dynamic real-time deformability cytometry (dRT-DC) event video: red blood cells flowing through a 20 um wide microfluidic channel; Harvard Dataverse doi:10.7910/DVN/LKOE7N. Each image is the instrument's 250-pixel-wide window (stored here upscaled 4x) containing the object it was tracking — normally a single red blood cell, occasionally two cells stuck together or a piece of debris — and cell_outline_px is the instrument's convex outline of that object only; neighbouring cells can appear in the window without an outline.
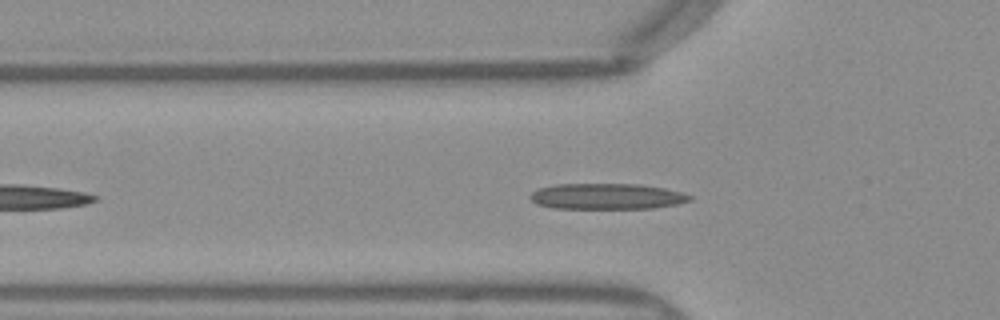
{"species": "Egyptian fruit bat (a non-hibernating species)", "species_latin": "Rousettus aegyptiacus", "temperature_condition": "warm", "stored_images_in_passage": 42, "camera_frame_rate_fps": 3000, "um_per_image_px": 0.085, "frame": {"image": 1, "passage_image": 7, "time_ms": 2.0, "image_size_px": [1000, 320], "cell_outline_px": [[692, 200], [676, 204], [652, 208], [552, 208], [536, 204], [528, 196], [532, 192], [540, 188], [556, 184], [640, 184], [664, 188], [680, 192], [692, 196]], "centroid_in_image_um": [51.56, 16.69], "position_along_channel_um": 74.2, "area_um2": 23.93}}
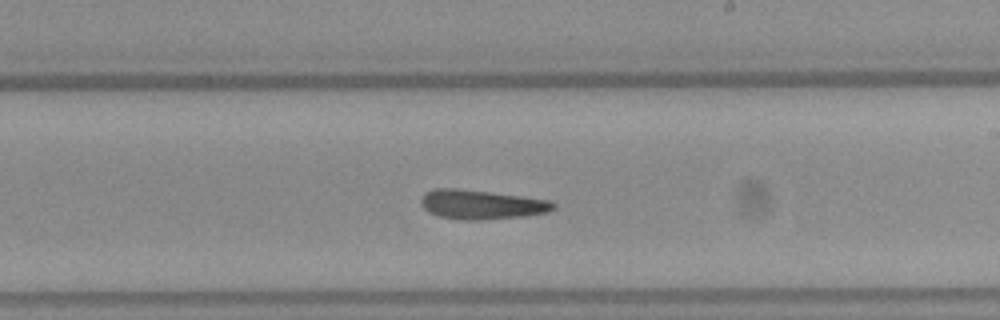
{"frame": {"image": 2, "passage_image": 20, "time_ms": 6.333, "image_size_px": [1000, 320], "cell_outline_px": [[556, 208], [548, 212], [528, 216], [476, 220], [464, 220], [440, 216], [424, 208], [420, 200], [424, 192], [436, 188], [456, 188], [552, 200], [556, 204]], "centroid_in_image_um": [40.97, 17.38], "position_along_channel_um": 248.0, "area_um2": 22.54}}
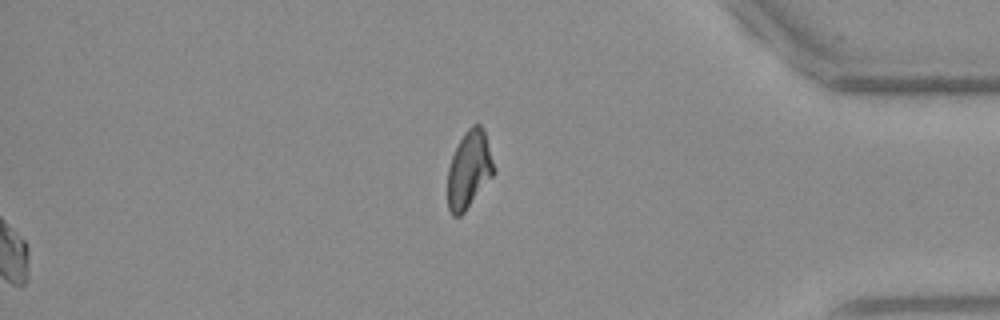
{"frame": {"image": 3, "passage_image": 42, "time_ms": 13.667, "image_size_px": [1000, 320], "cell_outline_px": [[496, 172], [464, 212], [460, 216], [452, 216], [448, 208], [448, 168], [452, 156], [464, 132], [472, 124], [480, 124], [484, 132], [496, 168]], "centroid_in_image_um": [39.88, 14.42], "position_along_channel_um": 395.3, "area_um2": 20.75}, "authors_computed_cell_mechanics": {"area_um2": 22.2241, "velocity_mm_per_s": 3.9885, "shape_relaxation_time_tau1_ms": 9.0522, "shape_relaxation_time_tau2_ms": 7.9738, "deformation_change_tau1": 0.1971, "deformation_change_tau2": 0.1992}}